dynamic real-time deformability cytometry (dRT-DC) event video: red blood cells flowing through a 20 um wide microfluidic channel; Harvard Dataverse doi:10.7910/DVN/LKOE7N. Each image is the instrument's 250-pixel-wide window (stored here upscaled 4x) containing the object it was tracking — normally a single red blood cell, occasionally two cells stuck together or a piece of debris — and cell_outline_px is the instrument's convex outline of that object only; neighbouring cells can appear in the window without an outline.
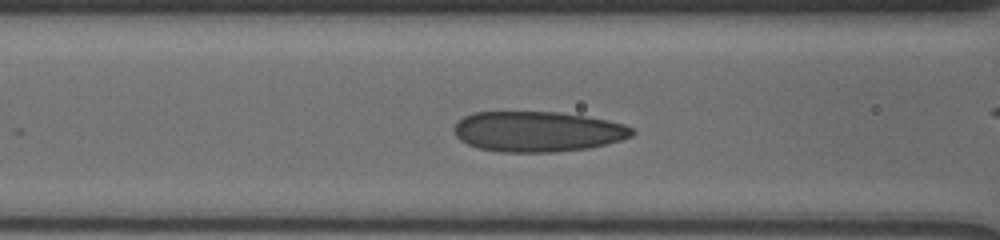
{"species": "human", "species_latin": "Homo sapiens", "temperature_condition": "cold", "stored_images_in_passage": 40, "camera_frame_rate_fps": 3000, "um_per_image_px": 0.085, "donor": {"sex": "male"}, "frame": {"image": 1, "passage_image": 7, "time_ms": 1.667, "image_size_px": [1000, 240], "cell_outline_px": [[636, 132], [632, 136], [620, 140], [588, 148], [556, 152], [500, 152], [480, 148], [468, 144], [460, 140], [456, 136], [452, 128], [464, 116], [472, 112], [560, 112], [608, 120], [624, 124], [632, 128]], "centroid_in_image_um": [45.69, 11.18], "position_along_channel_um": 120.9, "area_um2": 41.91}}
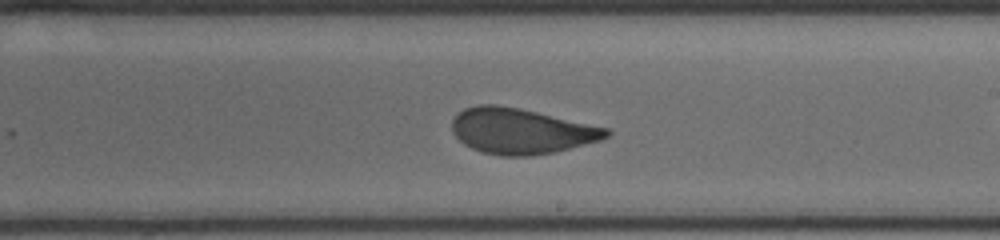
{"frame": {"image": 2, "passage_image": 20, "time_ms": 5.0, "image_size_px": [1000, 240], "cell_outline_px": [[612, 132], [608, 136], [600, 140], [556, 152], [532, 156], [500, 156], [480, 152], [464, 144], [452, 132], [452, 120], [456, 112], [464, 108], [476, 104], [496, 104], [520, 108], [608, 128]], "centroid_in_image_um": [44.25, 11.14], "position_along_channel_um": 244.7, "area_um2": 41.27}}
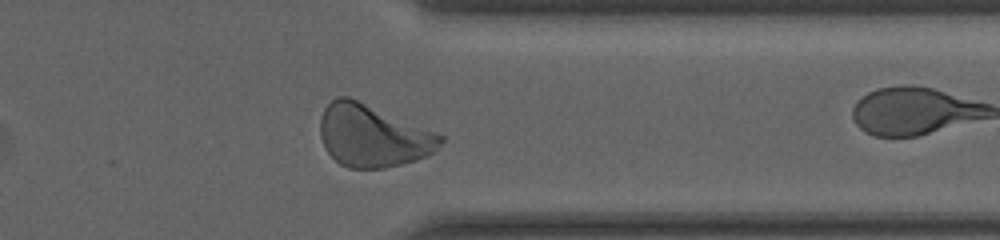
{"frame": {"image": 3, "passage_image": 34, "time_ms": 8.667, "image_size_px": [1000, 240], "cell_outline_px": [[444, 140], [432, 152], [416, 160], [384, 168], [348, 168], [340, 164], [324, 148], [320, 136], [320, 120], [324, 108], [336, 96], [348, 96], [440, 132], [444, 136]], "centroid_in_image_um": [31.69, 11.52], "position_along_channel_um": 379.7, "area_um2": 43.93}, "authors_computed_cell_mechanics": {"area_um2": 41.1536, "velocity_mm_per_s": 3.7143, "shape_relaxation_time_tau1_ms": 4.8354, "shape_relaxation_time_tau2_ms": 0.7728, "deformation_change_tau1": 0.1528, "deformation_change_tau2": 0.0804}}